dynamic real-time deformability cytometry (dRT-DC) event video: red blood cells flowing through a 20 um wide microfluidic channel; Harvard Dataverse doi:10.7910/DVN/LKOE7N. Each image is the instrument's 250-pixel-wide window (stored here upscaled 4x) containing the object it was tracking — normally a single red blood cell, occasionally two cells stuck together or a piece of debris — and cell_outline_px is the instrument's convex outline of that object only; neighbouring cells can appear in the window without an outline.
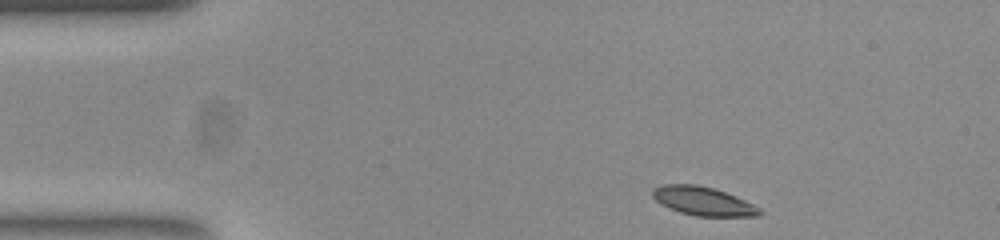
{"species": "common noctule bat (a hibernating species)", "species_latin": "Nyctalus noctula", "temperature_condition": "room temperature", "stored_images_in_passage": 47, "camera_frame_rate_fps": 3000, "um_per_image_px": 0.085, "animal": {"sex": "female", "body_mass_g": 23.0, "forearm_length_mm": 53.4}, "frame": {"image": 1, "passage_image": 1, "time_ms": 0.0, "image_size_px": [1000, 240], "cell_outline_px": [[764, 212], [760, 216], [696, 216], [680, 212], [660, 204], [652, 196], [652, 188], [660, 184], [696, 184], [712, 188], [724, 192], [744, 200], [760, 208]], "centroid_in_image_um": [59.74, 17.09], "position_along_channel_um": 25.3, "area_um2": 17.86}}
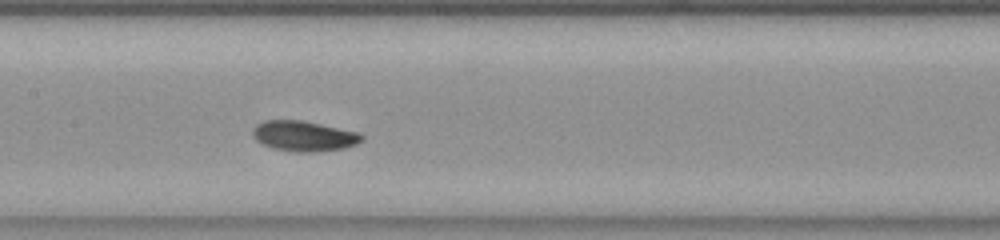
{"frame": {"image": 2, "passage_image": 19, "time_ms": 6.0, "image_size_px": [1000, 240], "cell_outline_px": [[364, 140], [356, 144], [344, 148], [316, 152], [296, 152], [272, 148], [256, 140], [252, 136], [252, 132], [256, 124], [264, 120], [300, 120], [320, 124], [356, 132], [364, 136]], "centroid_in_image_um": [25.81, 11.57], "position_along_channel_um": 181.6, "area_um2": 19.19}}
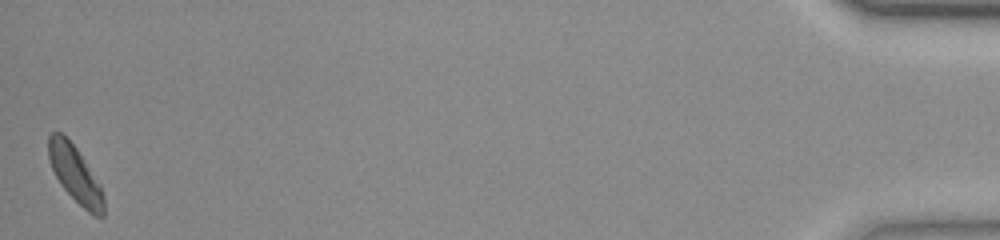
{"frame": {"image": 3, "passage_image": 47, "time_ms": 15.333, "image_size_px": [1000, 240], "cell_outline_px": [[104, 216], [96, 216], [88, 212], [60, 184], [52, 168], [48, 156], [48, 136], [52, 132], [60, 132], [76, 148], [100, 184], [104, 196]], "centroid_in_image_um": [6.39, 14.81], "position_along_channel_um": 428.8, "area_um2": 17.8}, "authors_computed_cell_mechanics": {"area_um2": 18.1492, "velocity_mm_per_s": 3.7077, "shape_relaxation_time_tau1_ms": 3.9974, "shape_relaxation_time_tau2_ms": null, "deformation_change_tau1": 0.1126, "deformation_change_tau2": null}}